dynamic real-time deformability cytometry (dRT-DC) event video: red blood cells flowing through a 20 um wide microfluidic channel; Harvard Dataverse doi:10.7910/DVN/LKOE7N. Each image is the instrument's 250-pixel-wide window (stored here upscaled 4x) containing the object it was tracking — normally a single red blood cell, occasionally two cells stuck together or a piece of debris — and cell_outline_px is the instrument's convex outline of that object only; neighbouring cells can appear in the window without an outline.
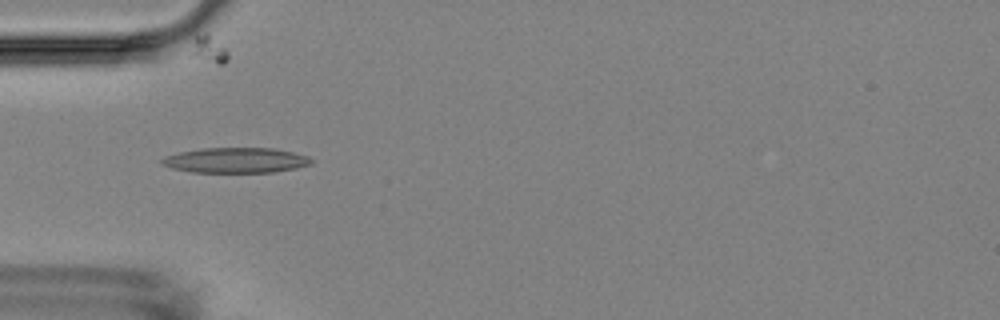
{"species": "Egyptian fruit bat (a non-hibernating species)", "species_latin": "Rousettus aegyptiacus", "temperature_condition": "room temperature", "stored_images_in_passage": 8, "camera_frame_rate_fps": 3000, "um_per_image_px": 0.085, "animal": {"sex": "female"}, "frame": {"image": 1, "passage_image": 3, "time_ms": 2.333, "image_size_px": [1000, 320], "cell_outline_px": [[312, 164], [296, 168], [276, 172], [192, 172], [172, 168], [160, 164], [160, 160], [164, 156], [180, 152], [204, 148], [276, 148], [308, 156], [312, 160]], "centroid_in_image_um": [20.04, 13.62], "position_along_channel_um": 65.0, "area_um2": 22.02}}
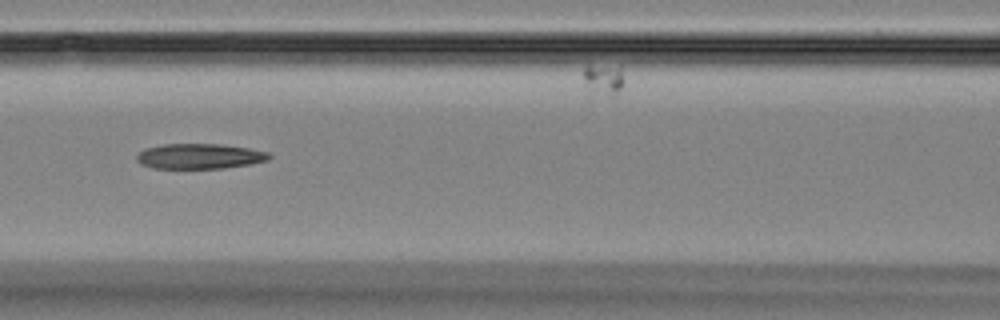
{"frame": {"image": 2, "passage_image": 5, "time_ms": 4.667, "image_size_px": [1000, 320], "cell_outline_px": [[272, 156], [268, 160], [248, 164], [224, 168], [152, 168], [140, 164], [136, 160], [136, 156], [144, 148], [164, 144], [224, 144], [248, 148], [268, 152]], "centroid_in_image_um": [16.94, 13.27], "position_along_channel_um": 149.7, "area_um2": 19.48}}
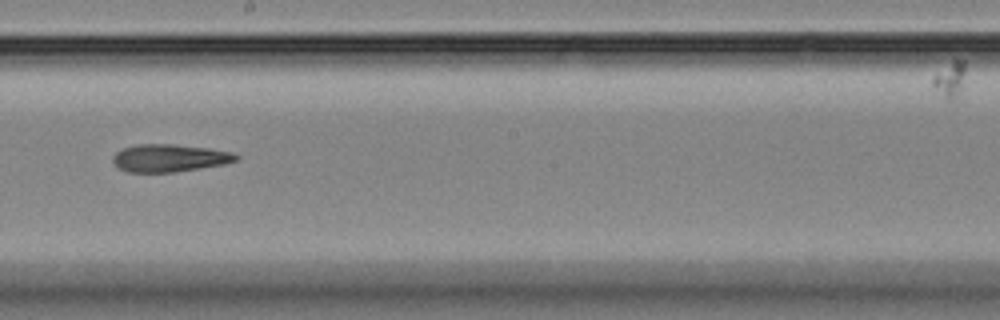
{"frame": {"image": 3, "passage_image": 7, "time_ms": 7.0, "image_size_px": [1000, 320], "cell_outline_px": [[240, 156], [236, 160], [224, 164], [200, 168], [172, 172], [128, 172], [116, 168], [112, 160], [112, 156], [116, 152], [124, 148], [136, 144], [172, 144], [208, 148], [232, 152]], "centroid_in_image_um": [14.36, 13.43], "position_along_channel_um": 233.8, "area_um2": 19.83}}